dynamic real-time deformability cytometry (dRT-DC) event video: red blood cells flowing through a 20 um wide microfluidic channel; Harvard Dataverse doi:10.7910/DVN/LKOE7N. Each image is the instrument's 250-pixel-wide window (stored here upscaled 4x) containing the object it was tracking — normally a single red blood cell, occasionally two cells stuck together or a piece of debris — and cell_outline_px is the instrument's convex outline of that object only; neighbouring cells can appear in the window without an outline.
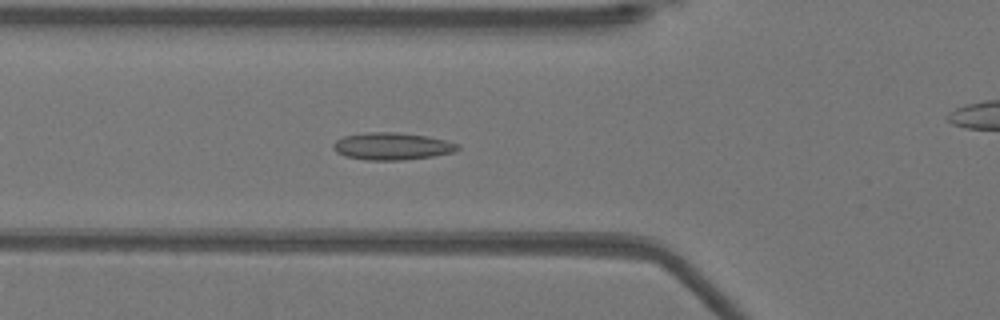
{"species": "Egyptian fruit bat (a non-hibernating species)", "species_latin": "Rousettus aegyptiacus", "temperature_condition": "warm", "stored_images_in_passage": 42, "camera_frame_rate_fps": 3000, "um_per_image_px": 0.085, "animal": {"sex": "female"}, "frame": {"image": 1, "passage_image": 8, "time_ms": 2.333, "image_size_px": [1000, 320], "cell_outline_px": [[460, 148], [452, 152], [432, 156], [404, 160], [364, 160], [344, 156], [336, 152], [332, 148], [332, 144], [336, 140], [344, 136], [368, 132], [396, 132], [428, 136], [460, 144]], "centroid_in_image_um": [33.29, 12.43], "position_along_channel_um": 92.5, "area_um2": 19.83}}
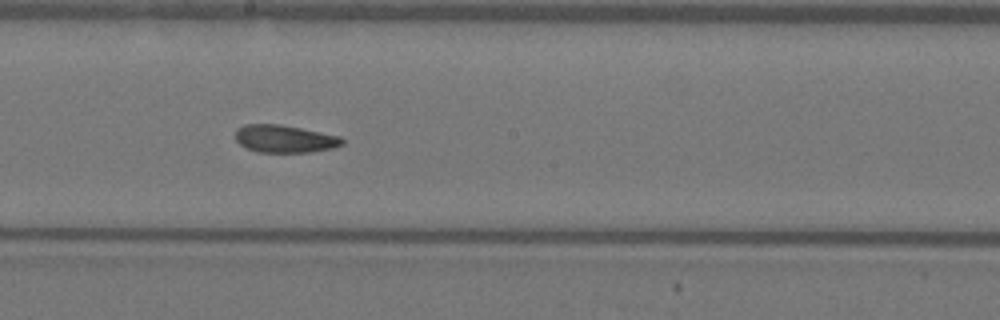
{"frame": {"image": 2, "passage_image": 18, "time_ms": 5.667, "image_size_px": [1000, 320], "cell_outline_px": [[344, 144], [332, 148], [312, 152], [256, 152], [244, 148], [236, 140], [236, 128], [244, 124], [280, 124], [340, 136], [344, 140]], "centroid_in_image_um": [24.17, 11.8], "position_along_channel_um": 224.0, "area_um2": 17.28}}
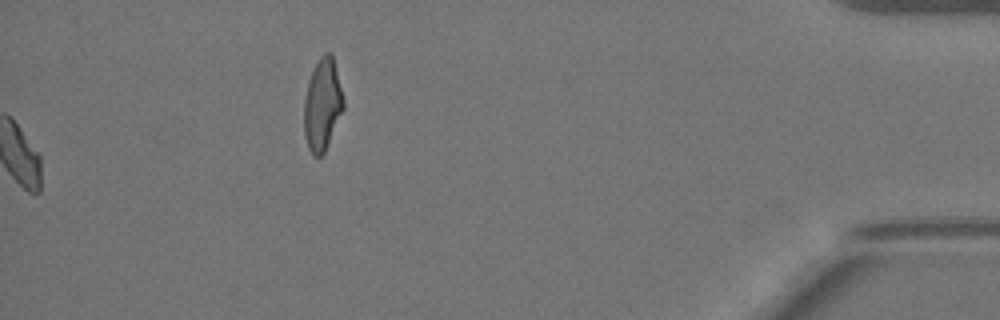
{"frame": {"image": 3, "passage_image": 42, "time_ms": 13.667, "image_size_px": [1000, 320], "cell_outline_px": [[344, 108], [324, 152], [320, 156], [312, 156], [308, 148], [304, 136], [304, 100], [308, 80], [320, 56], [324, 52], [332, 52], [344, 100]], "centroid_in_image_um": [27.39, 8.88], "position_along_channel_um": 407.8, "area_um2": 21.1}, "authors_computed_cell_mechanics": {"area_um2": 17.5423, "velocity_mm_per_s": 3.9246, "shape_relaxation_time_tau1_ms": null, "shape_relaxation_time_tau2_ms": 2.4458, "deformation_change_tau1": null, "deformation_change_tau2": 0.0689}}